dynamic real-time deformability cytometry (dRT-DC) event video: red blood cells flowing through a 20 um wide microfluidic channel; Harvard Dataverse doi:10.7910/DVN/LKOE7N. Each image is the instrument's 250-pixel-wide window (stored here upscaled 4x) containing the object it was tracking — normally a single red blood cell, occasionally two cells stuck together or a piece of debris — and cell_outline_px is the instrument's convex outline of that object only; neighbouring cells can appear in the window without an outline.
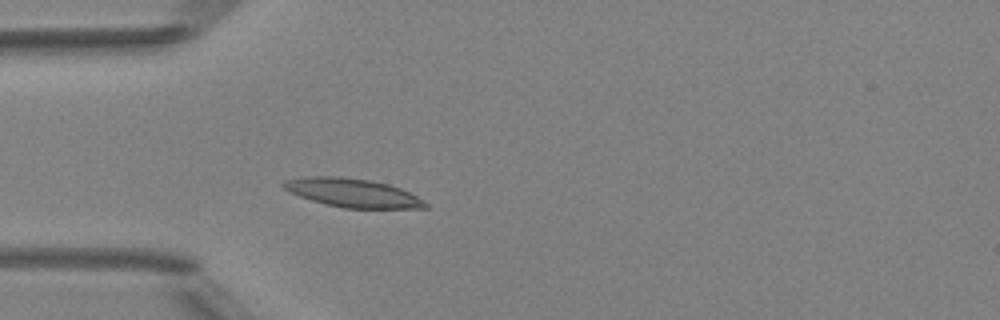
{"species": "Egyptian fruit bat (a non-hibernating species)", "species_latin": "Rousettus aegyptiacus", "temperature_condition": "room temperature", "stored_images_in_passage": 3, "camera_frame_rate_fps": 3000, "um_per_image_px": 0.085, "animal": {"sex": "female"}, "frame": {"image": 1, "passage_image": 3, "time_ms": 2.333, "image_size_px": [1000, 320], "cell_outline_px": [[428, 208], [344, 208], [324, 204], [288, 192], [280, 184], [284, 180], [304, 176], [340, 176], [368, 180], [388, 184], [400, 188], [416, 196], [428, 204]], "centroid_in_image_um": [29.91, 16.38], "position_along_channel_um": 55.1, "area_um2": 23.64}}